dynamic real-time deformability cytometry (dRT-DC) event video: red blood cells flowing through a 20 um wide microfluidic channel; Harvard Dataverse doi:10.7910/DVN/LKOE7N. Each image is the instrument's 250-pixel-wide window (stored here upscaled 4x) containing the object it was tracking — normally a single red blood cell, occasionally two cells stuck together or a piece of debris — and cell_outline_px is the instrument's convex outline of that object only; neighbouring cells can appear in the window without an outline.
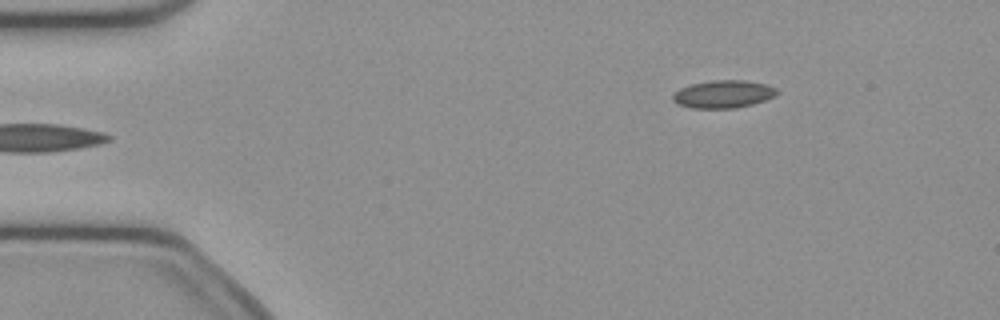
{"species": "common noctule bat (a hibernating species)", "species_latin": "Nyctalus noctula", "temperature_condition": "cold", "stored_images_in_passage": 13, "camera_frame_rate_fps": 3000, "um_per_image_px": 0.085, "animal": {"sex": "female", "body_mass_g": 21.9}, "frame": {"image": 1, "passage_image": 13, "time_ms": 1672.333, "image_size_px": [1000, 320], "cell_outline_px": [[780, 92], [776, 96], [752, 104], [736, 108], [692, 108], [680, 104], [672, 100], [672, 96], [680, 88], [688, 84], [712, 80], [744, 80], [764, 84], [776, 88]], "centroid_in_image_um": [61.49, 7.99], "position_along_channel_um": 23.5, "area_um2": 16.82}}